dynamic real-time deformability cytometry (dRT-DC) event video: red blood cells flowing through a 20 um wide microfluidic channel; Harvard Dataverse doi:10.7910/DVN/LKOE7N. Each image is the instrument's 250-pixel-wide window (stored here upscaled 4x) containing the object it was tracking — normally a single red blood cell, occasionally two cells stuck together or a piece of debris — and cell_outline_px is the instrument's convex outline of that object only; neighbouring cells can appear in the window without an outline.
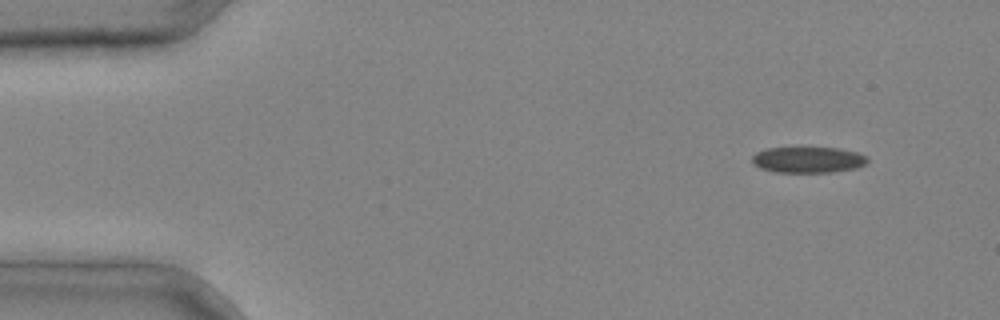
{"species": "common noctule bat (a hibernating species)", "species_latin": "Nyctalus noctula", "temperature_condition": "cold", "stored_images_in_passage": 3, "camera_frame_rate_fps": 3000, "um_per_image_px": 0.085, "animal": {"sex": "male", "body_mass_g": 20.4}, "frame": {"image": 1, "passage_image": 1, "time_ms": 0.0, "image_size_px": [1000, 320], "cell_outline_px": [[868, 160], [864, 164], [856, 168], [832, 172], [776, 172], [760, 168], [752, 164], [752, 156], [756, 152], [768, 148], [840, 148], [856, 152], [868, 156]], "centroid_in_image_um": [68.67, 13.58], "position_along_channel_um": 16.3, "area_um2": 17.46}}
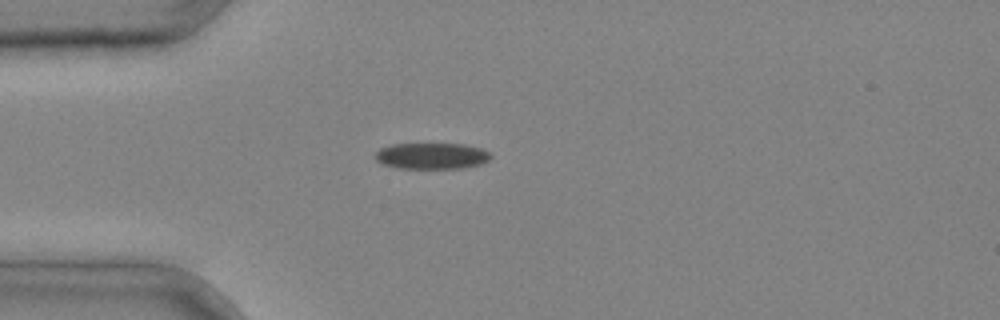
{"frame": {"image": 2, "passage_image": 3, "time_ms": 0.667, "image_size_px": [1000, 320], "cell_outline_px": [[492, 156], [488, 160], [480, 164], [464, 168], [400, 168], [384, 164], [376, 160], [376, 152], [380, 148], [392, 144], [464, 144], [480, 148], [488, 152]], "centroid_in_image_um": [36.7, 13.25], "position_along_channel_um": 48.3, "area_um2": 17.46}}